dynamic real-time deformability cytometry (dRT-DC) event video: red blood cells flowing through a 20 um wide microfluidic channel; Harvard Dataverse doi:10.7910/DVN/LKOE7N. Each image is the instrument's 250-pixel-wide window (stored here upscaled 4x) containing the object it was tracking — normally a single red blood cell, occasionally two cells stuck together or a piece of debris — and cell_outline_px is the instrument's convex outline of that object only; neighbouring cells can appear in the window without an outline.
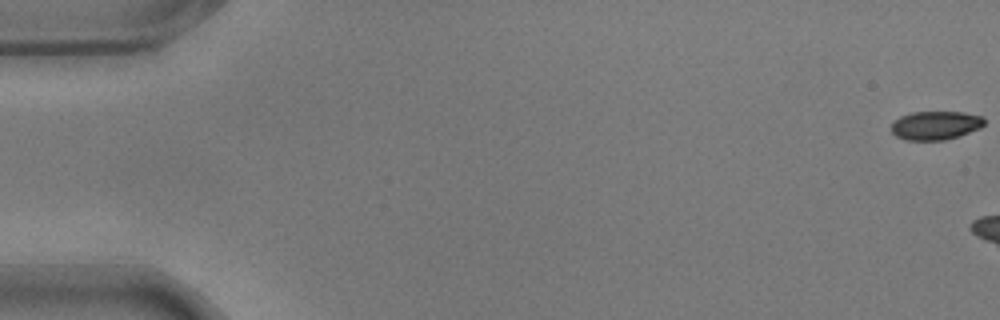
{"species": "common noctule bat (a hibernating species)", "species_latin": "Nyctalus noctula", "temperature_condition": "warm", "stored_images_in_passage": 6, "camera_frame_rate_fps": 3000, "um_per_image_px": 0.085, "animal": {"sex": "male", "body_mass_g": 17.9}, "frame": {"image": 1, "passage_image": 1, "time_ms": 0.0, "image_size_px": [1000, 320], "cell_outline_px": [[984, 124], [980, 128], [944, 140], [908, 140], [896, 136], [892, 132], [892, 124], [900, 116], [912, 112], [964, 112], [984, 116]], "centroid_in_image_um": [79.53, 10.64], "position_along_channel_um": 5.5, "area_um2": 15.37}}